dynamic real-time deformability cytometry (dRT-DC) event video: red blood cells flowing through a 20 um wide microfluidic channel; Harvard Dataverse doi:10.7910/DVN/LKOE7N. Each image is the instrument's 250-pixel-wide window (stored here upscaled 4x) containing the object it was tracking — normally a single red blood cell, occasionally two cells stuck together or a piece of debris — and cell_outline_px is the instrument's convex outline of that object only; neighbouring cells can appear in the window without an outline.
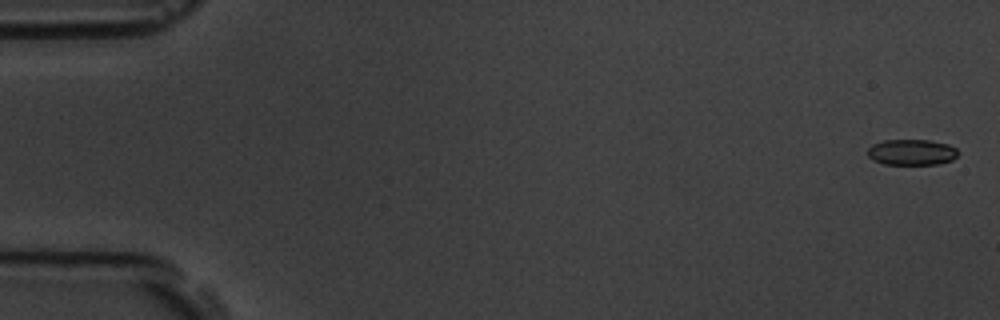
{"species": "common noctule bat (a hibernating species)", "species_latin": "Nyctalus noctula", "temperature_condition": "room temperature", "stored_images_in_passage": 7, "camera_frame_rate_fps": 3000, "um_per_image_px": 0.085, "animal": {"sex": "male", "body_mass_g": 19.5, "forearm_length_mm": 54.6}, "frame": {"image": 1, "passage_image": 1, "time_ms": 0.0, "image_size_px": [1000, 320], "cell_outline_px": [[960, 152], [952, 160], [936, 164], [884, 164], [868, 156], [868, 148], [872, 144], [884, 140], [928, 140], [948, 144], [956, 148]], "centroid_in_image_um": [77.51, 12.93], "position_along_channel_um": 7.5, "area_um2": 13.53}}
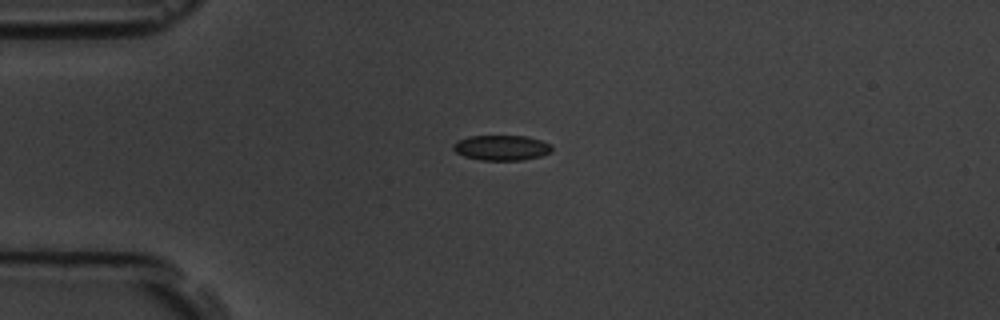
{"frame": {"image": 2, "passage_image": 5, "time_ms": 4.333, "image_size_px": [1000, 320], "cell_outline_px": [[552, 152], [540, 156], [520, 160], [480, 160], [464, 156], [456, 152], [452, 148], [452, 144], [468, 136], [528, 136], [552, 144]], "centroid_in_image_um": [42.64, 12.55], "position_along_channel_um": 42.4, "area_um2": 14.51}}
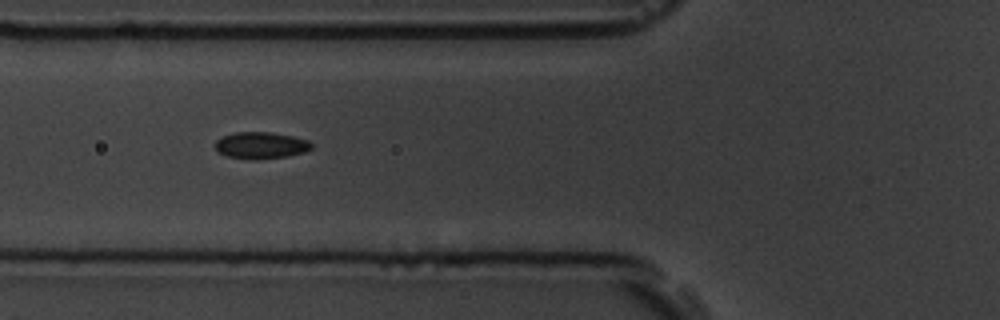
{"frame": {"image": 3, "passage_image": 7, "time_ms": 6.667, "image_size_px": [1000, 320], "cell_outline_px": [[312, 148], [304, 152], [288, 156], [256, 160], [252, 160], [228, 156], [220, 152], [216, 148], [216, 140], [224, 136], [236, 132], [272, 132], [292, 136], [308, 140], [312, 144]], "centroid_in_image_um": [22.21, 12.36], "position_along_channel_um": 103.6, "area_um2": 14.91}}